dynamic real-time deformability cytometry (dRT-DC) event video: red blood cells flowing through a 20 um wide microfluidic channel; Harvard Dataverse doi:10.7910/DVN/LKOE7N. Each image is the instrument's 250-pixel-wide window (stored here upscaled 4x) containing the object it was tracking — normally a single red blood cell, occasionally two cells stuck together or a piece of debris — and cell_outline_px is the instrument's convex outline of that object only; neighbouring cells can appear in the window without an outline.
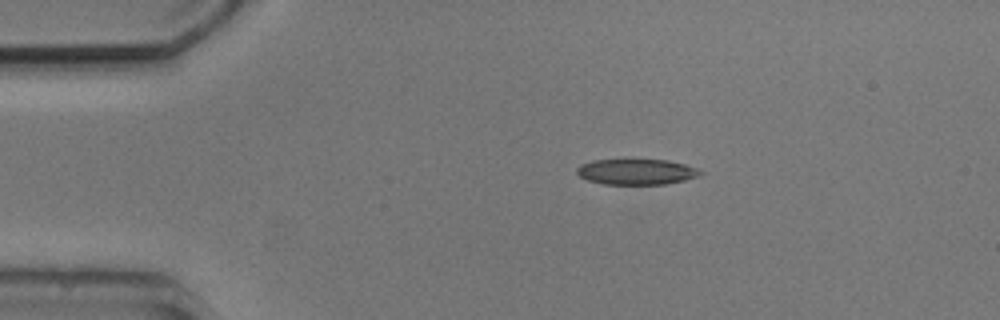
{"species": "common noctule bat (a hibernating species)", "species_latin": "Nyctalus noctula", "temperature_condition": "cold", "stored_images_in_passage": 2, "camera_frame_rate_fps": 3000, "um_per_image_px": 0.085, "animal": {"sex": "male", "body_mass_g": 20.5, "forearm_length_mm": 52.5}, "frame": {"image": 1, "passage_image": 1, "time_ms": 0.0, "image_size_px": [1000, 320], "cell_outline_px": [[704, 172], [700, 176], [684, 180], [664, 184], [604, 184], [588, 180], [580, 176], [576, 172], [576, 168], [580, 164], [592, 160], [624, 156], [668, 160], [684, 164], [696, 168]], "centroid_in_image_um": [54.05, 14.54], "position_along_channel_um": 30.9, "area_um2": 19.48}}